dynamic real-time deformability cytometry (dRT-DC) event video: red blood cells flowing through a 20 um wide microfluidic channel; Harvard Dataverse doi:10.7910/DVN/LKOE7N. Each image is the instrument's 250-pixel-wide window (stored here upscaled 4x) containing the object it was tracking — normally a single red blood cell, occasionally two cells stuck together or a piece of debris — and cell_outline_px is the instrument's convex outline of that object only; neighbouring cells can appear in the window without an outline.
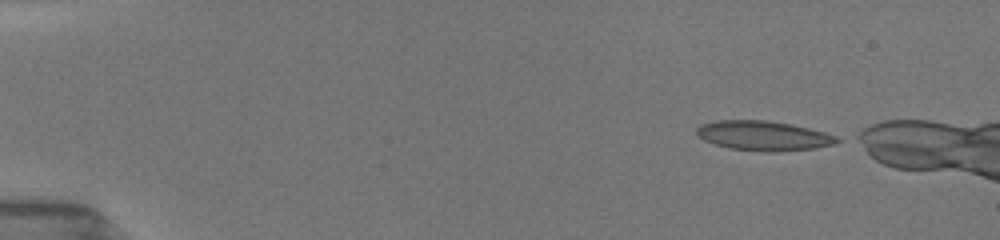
{"species": "common noctule bat (a hibernating species)", "species_latin": "Nyctalus noctula", "temperature_condition": "room temperature", "stored_images_in_passage": 43, "camera_frame_rate_fps": 3000, "um_per_image_px": 0.085, "animal": {"sex": "female", "body_mass_g": 19.5, "forearm_length_mm": 54.1}, "frame": {"image": 1, "passage_image": 1, "time_ms": 0.0, "image_size_px": [1000, 240], "cell_outline_px": [[844, 140], [832, 144], [816, 148], [780, 152], [760, 152], [728, 148], [704, 140], [696, 136], [696, 128], [700, 124], [716, 120], [764, 120], [788, 124], [808, 128], [824, 132], [836, 136]], "centroid_in_image_um": [64.87, 11.55], "position_along_channel_um": 20.1, "area_um2": 24.45}}
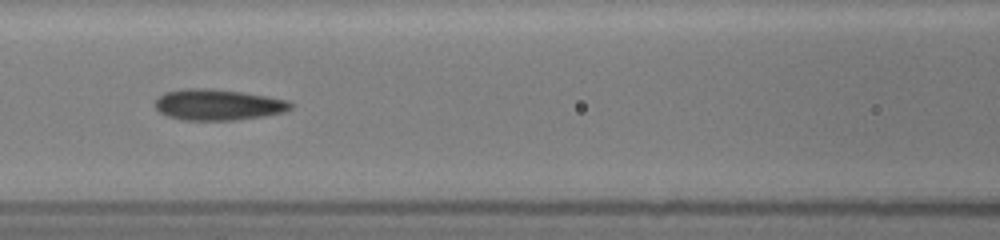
{"frame": {"image": 2, "passage_image": 18, "time_ms": 6.0, "image_size_px": [1000, 240], "cell_outline_px": [[292, 108], [284, 112], [264, 116], [232, 120], [180, 120], [168, 116], [160, 112], [156, 108], [156, 100], [164, 92], [184, 88], [212, 88], [244, 92], [268, 96], [288, 100], [292, 104]], "centroid_in_image_um": [18.54, 8.89], "position_along_channel_um": 148.1, "area_um2": 24.62}}
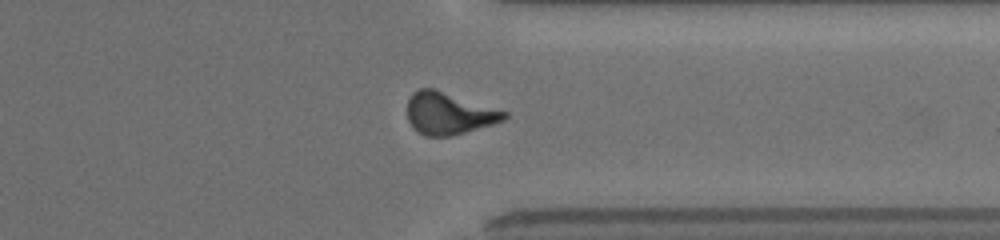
{"frame": {"image": 3, "passage_image": 39, "time_ms": 11.667, "image_size_px": [1000, 240], "cell_outline_px": [[508, 116], [504, 120], [492, 124], [452, 136], [424, 136], [416, 132], [412, 128], [408, 120], [408, 100], [412, 92], [420, 88], [432, 88], [508, 112]], "centroid_in_image_um": [38.11, 9.65], "position_along_channel_um": 373.3, "area_um2": 23.64}}